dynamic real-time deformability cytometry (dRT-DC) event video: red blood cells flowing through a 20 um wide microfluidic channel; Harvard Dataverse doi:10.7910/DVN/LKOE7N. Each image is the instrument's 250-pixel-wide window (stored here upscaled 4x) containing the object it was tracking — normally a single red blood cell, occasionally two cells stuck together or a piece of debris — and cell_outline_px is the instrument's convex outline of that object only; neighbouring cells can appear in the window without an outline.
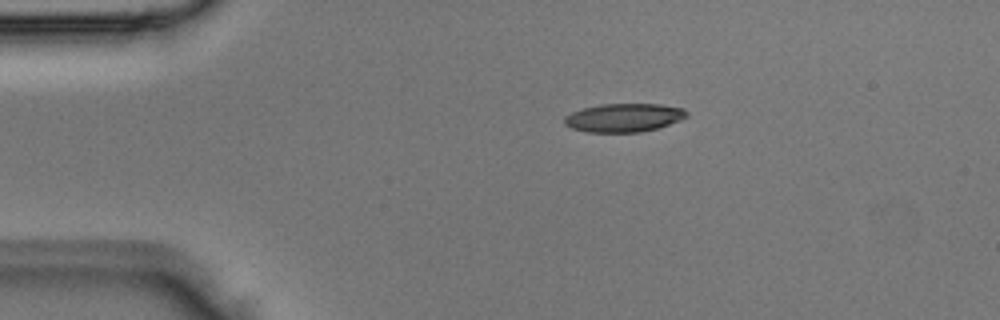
{"species": "Egyptian fruit bat (a non-hibernating species)", "species_latin": "Rousettus aegyptiacus", "temperature_condition": "room temperature", "stored_images_in_passage": 2, "camera_frame_rate_fps": 3000, "um_per_image_px": 0.085, "animal": {"sex": "male"}, "frame": {"image": 1, "passage_image": 1, "time_ms": 0.0, "image_size_px": [1000, 320], "cell_outline_px": [[688, 116], [680, 120], [656, 128], [640, 132], [588, 132], [572, 128], [564, 124], [564, 116], [572, 112], [584, 108], [600, 104], [660, 104], [684, 108], [688, 112]], "centroid_in_image_um": [53.03, 9.99], "position_along_channel_um": 32.0, "area_um2": 20.23}}